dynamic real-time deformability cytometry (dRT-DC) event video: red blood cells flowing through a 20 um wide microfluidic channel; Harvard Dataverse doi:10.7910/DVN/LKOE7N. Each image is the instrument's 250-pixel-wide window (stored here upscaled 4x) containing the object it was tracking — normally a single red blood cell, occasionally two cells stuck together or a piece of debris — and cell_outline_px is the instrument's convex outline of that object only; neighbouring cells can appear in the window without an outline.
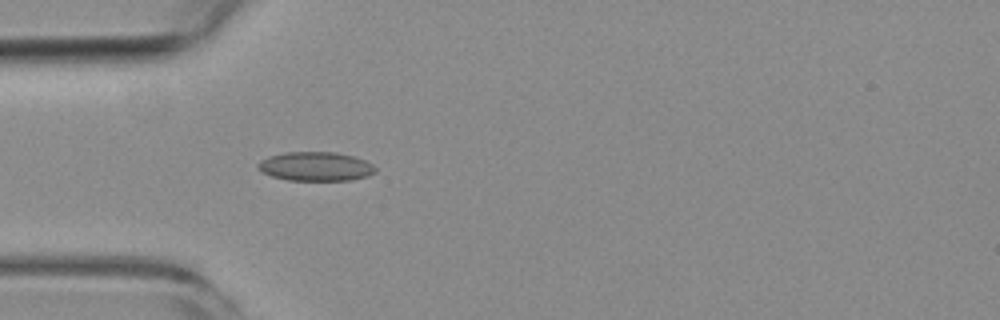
{"species": "common noctule bat (a hibernating species)", "species_latin": "Nyctalus noctula", "temperature_condition": "room temperature", "stored_images_in_passage": 5, "camera_frame_rate_fps": 3000, "um_per_image_px": 0.085, "animal": {"sex": "female", "body_mass_g": 19.3, "forearm_length_mm": 54.1}, "frame": {"image": 1, "passage_image": 5, "time_ms": 4.667, "image_size_px": [1000, 320], "cell_outline_px": [[376, 172], [368, 176], [348, 180], [288, 180], [272, 176], [256, 168], [256, 164], [260, 160], [268, 156], [284, 152], [336, 152], [352, 156], [364, 160], [372, 164], [376, 168]], "centroid_in_image_um": [26.81, 14.14], "position_along_channel_um": 58.2, "area_um2": 19.88}}